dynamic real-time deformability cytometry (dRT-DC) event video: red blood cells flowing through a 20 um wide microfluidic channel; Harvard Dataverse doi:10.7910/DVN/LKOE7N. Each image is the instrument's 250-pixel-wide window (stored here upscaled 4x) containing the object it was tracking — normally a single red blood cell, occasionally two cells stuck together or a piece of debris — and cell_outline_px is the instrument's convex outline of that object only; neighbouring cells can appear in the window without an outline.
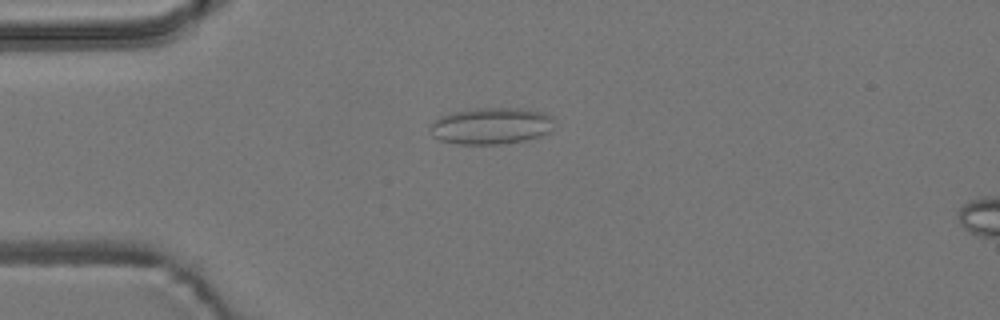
{"species": "common noctule bat (a hibernating species)", "species_latin": "Nyctalus noctula", "temperature_condition": "room temperature", "stored_images_in_passage": 4, "camera_frame_rate_fps": 3000, "um_per_image_px": 0.085, "animal": {"sex": "male", "body_mass_g": 19.2, "forearm_length_mm": 51.8}, "frame": {"image": 1, "passage_image": 3, "time_ms": 2.333, "image_size_px": [1000, 320], "cell_outline_px": [[552, 132], [540, 136], [524, 140], [500, 144], [456, 144], [440, 140], [432, 136], [428, 128], [428, 124], [432, 120], [440, 116], [456, 112], [476, 108], [520, 108], [544, 112], [552, 116]], "centroid_in_image_um": [41.71, 10.7], "position_along_channel_um": 43.3, "area_um2": 26.76}}